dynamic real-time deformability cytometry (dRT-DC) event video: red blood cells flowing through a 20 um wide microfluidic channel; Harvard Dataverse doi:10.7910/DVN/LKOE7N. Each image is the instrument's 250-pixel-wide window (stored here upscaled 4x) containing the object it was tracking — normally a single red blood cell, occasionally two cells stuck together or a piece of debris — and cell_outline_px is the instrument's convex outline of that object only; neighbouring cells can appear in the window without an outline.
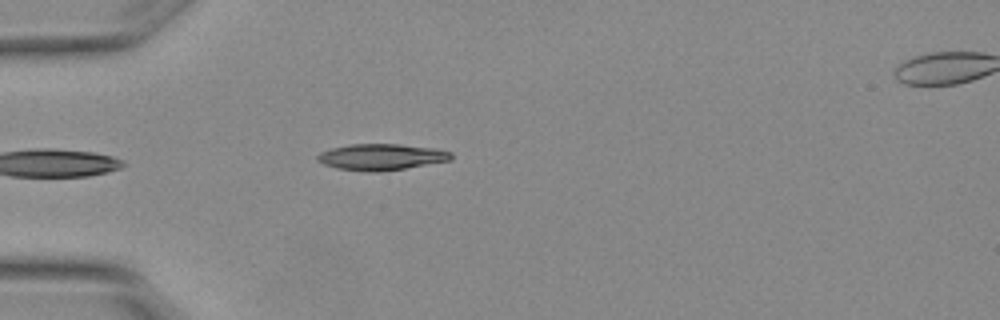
{"species": "Egyptian fruit bat (a non-hibernating species)", "species_latin": "Rousettus aegyptiacus", "temperature_condition": "warm", "stored_images_in_passage": 6, "camera_frame_rate_fps": 3000, "um_per_image_px": 0.085, "animal": {"sex": "female"}, "frame": {"image": 1, "passage_image": 5, "time_ms": 1.333, "image_size_px": [1000, 320], "cell_outline_px": [[452, 160], [380, 172], [368, 172], [336, 168], [324, 164], [316, 160], [316, 156], [320, 152], [332, 148], [352, 144], [400, 144], [432, 148], [452, 152]], "centroid_in_image_um": [32.39, 13.34], "position_along_channel_um": 52.6, "area_um2": 20.4}}